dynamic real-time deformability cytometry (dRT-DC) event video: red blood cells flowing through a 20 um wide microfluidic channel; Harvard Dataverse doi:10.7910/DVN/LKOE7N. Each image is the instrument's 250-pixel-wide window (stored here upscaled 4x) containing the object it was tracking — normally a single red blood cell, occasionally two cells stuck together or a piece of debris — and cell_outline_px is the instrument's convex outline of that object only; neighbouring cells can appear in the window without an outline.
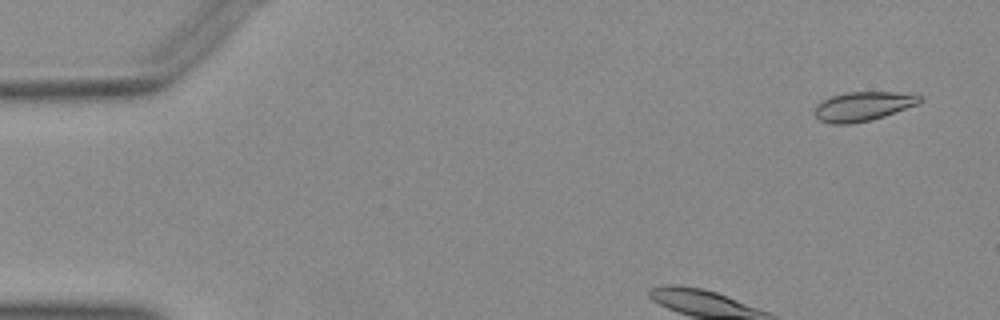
{"species": "Egyptian fruit bat (a non-hibernating species)", "species_latin": "Rousettus aegyptiacus", "temperature_condition": "warm", "stored_images_in_passage": 38, "camera_frame_rate_fps": 3000, "um_per_image_px": 0.085, "animal": {"sex": "female"}, "frame": {"image": 1, "passage_image": 1, "time_ms": 0.0, "image_size_px": [1000, 320], "cell_outline_px": [[924, 100], [916, 104], [884, 116], [872, 120], [848, 124], [832, 124], [820, 120], [816, 116], [816, 104], [832, 96], [848, 92], [896, 92], [924, 96]], "centroid_in_image_um": [73.37, 9.03], "position_along_channel_um": 11.6, "area_um2": 17.69}}
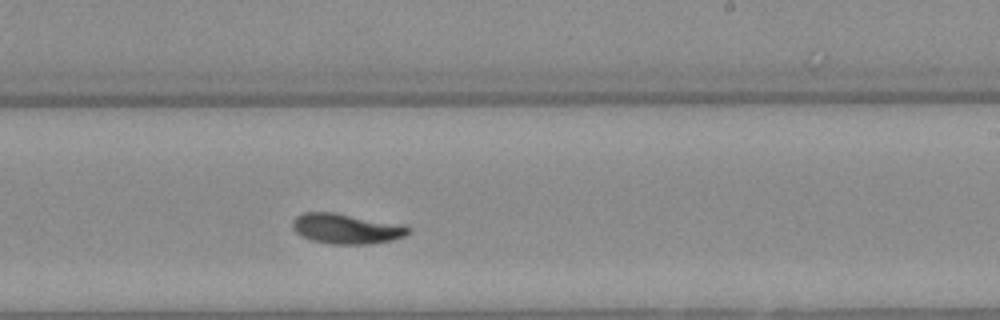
{"frame": {"image": 2, "passage_image": 25, "time_ms": 8.0, "image_size_px": [1000, 320], "cell_outline_px": [[412, 232], [404, 236], [392, 240], [372, 244], [332, 244], [312, 240], [300, 236], [292, 228], [292, 220], [296, 216], [304, 212], [336, 212], [404, 224], [412, 228]], "centroid_in_image_um": [29.47, 19.43], "position_along_channel_um": 259.5, "area_um2": 20.81}}
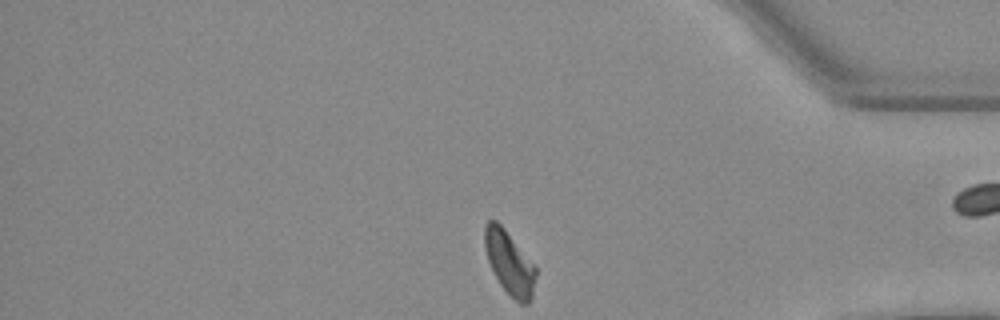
{"frame": {"image": 3, "passage_image": 37, "time_ms": 12.0, "image_size_px": [1000, 320], "cell_outline_px": [[536, 276], [532, 296], [528, 304], [520, 304], [500, 284], [488, 260], [484, 244], [484, 228], [488, 220], [496, 220], [504, 228], [536, 268]], "centroid_in_image_um": [43.29, 22.33], "position_along_channel_um": 391.9, "area_um2": 18.38}}